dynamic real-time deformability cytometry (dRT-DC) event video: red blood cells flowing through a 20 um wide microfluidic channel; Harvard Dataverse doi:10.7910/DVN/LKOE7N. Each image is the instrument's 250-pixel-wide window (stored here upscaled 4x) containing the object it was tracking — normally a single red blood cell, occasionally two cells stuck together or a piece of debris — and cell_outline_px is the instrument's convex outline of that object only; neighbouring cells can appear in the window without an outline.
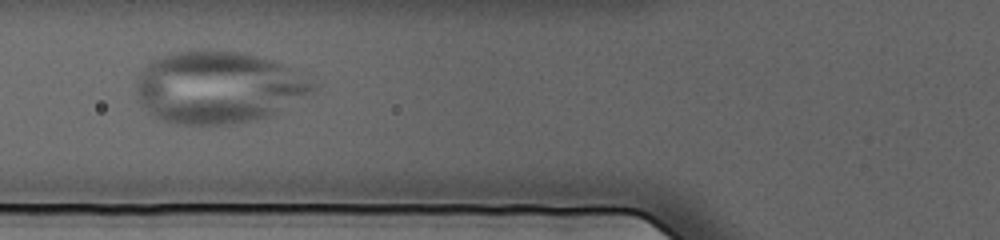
{"species": "human", "species_latin": "Homo sapiens", "temperature_condition": "cold", "stored_images_in_passage": 57, "camera_frame_rate_fps": 3000, "um_per_image_px": 0.085, "donor": {"sex": "female"}, "frame": {"image": 1, "passage_image": 26, "time_ms": 8.333, "image_size_px": [1000, 240], "cell_outline_px": [[316, 88], [312, 92], [268, 116], [256, 120], [232, 124], [176, 124], [160, 120], [148, 112], [136, 100], [136, 80], [148, 64], [152, 60], [172, 52], [204, 48], [236, 52], [260, 56], [280, 64], [288, 68], [316, 84]], "centroid_in_image_um": [18.47, 7.42], "position_along_channel_um": 107.3, "area_um2": 74.1}}
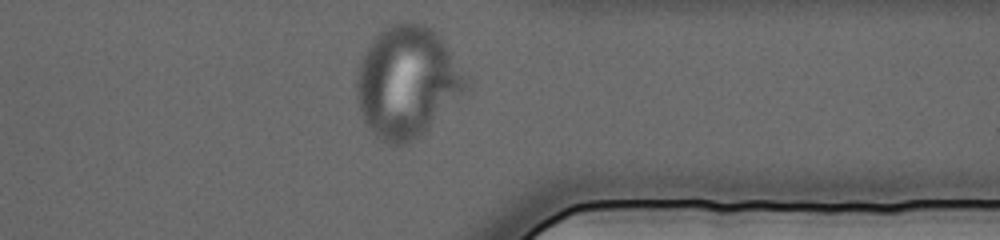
{"frame": {"image": 2, "passage_image": 55, "time_ms": 18.0, "image_size_px": [1000, 240], "cell_outline_px": [[472, 84], [424, 136], [408, 144], [388, 144], [380, 140], [364, 124], [360, 112], [356, 96], [356, 72], [360, 60], [368, 44], [388, 24], [404, 20], [408, 20], [424, 24], [436, 32], [440, 36], [468, 76]], "centroid_in_image_um": [34.62, 6.98], "position_along_channel_um": 376.8, "area_um2": 72.48}}